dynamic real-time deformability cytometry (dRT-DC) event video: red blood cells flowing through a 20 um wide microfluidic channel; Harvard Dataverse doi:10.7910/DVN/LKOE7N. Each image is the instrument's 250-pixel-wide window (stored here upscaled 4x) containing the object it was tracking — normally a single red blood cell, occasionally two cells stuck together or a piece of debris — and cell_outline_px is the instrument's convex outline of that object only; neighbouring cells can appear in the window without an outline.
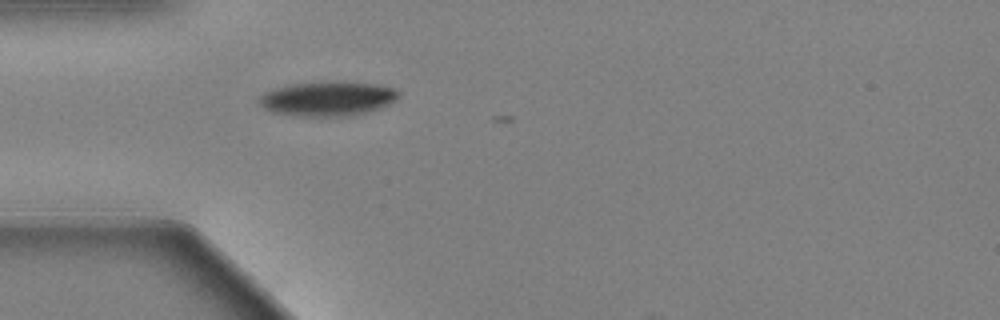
{"species": "Egyptian fruit bat (a non-hibernating species)", "species_latin": "Rousettus aegyptiacus", "temperature_condition": "warm", "stored_images_in_passage": 4, "camera_frame_rate_fps": 3000, "um_per_image_px": 0.085, "animal": {"sex": "female"}, "frame": {"image": 1, "passage_image": 2, "time_ms": 0.333, "image_size_px": [1000, 320], "cell_outline_px": [[400, 96], [396, 100], [380, 108], [368, 112], [352, 116], [300, 116], [272, 112], [260, 104], [260, 96], [264, 92], [276, 88], [292, 84], [324, 80], [344, 80], [376, 84], [396, 88], [400, 92]], "centroid_in_image_um": [27.92, 8.36], "position_along_channel_um": 57.1, "area_um2": 28.61}}